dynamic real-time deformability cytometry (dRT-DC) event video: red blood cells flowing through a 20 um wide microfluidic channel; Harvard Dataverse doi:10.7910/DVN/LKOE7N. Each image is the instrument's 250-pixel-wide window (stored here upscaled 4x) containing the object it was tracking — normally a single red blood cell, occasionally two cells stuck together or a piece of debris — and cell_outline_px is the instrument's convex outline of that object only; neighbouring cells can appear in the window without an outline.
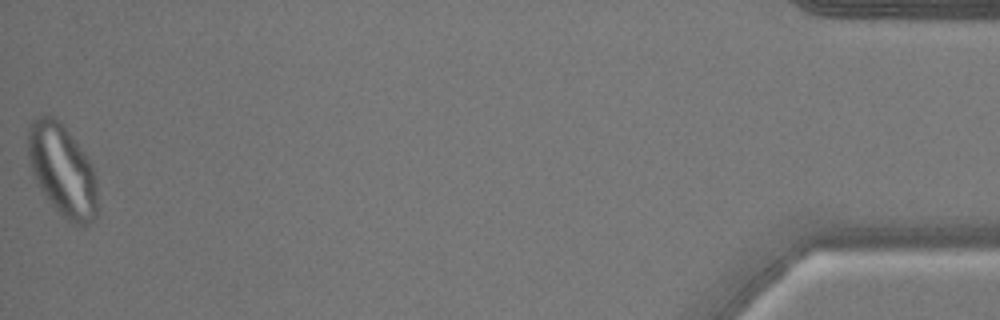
{"species": "common noctule bat (a hibernating species)", "species_latin": "Nyctalus noctula", "temperature_condition": "warm", "stored_images_in_passage": 52, "camera_frame_rate_fps": 3000, "um_per_image_px": 0.085, "animal": {"sex": "male", "body_mass_g": 17.9}, "frame": {"image": 1, "passage_image": 52, "time_ms": 17.0, "image_size_px": [1000, 320], "cell_outline_px": [[96, 216], [84, 228], [72, 224], [48, 200], [36, 184], [32, 172], [28, 156], [28, 128], [32, 120], [40, 116], [52, 116], [64, 128], [92, 164], [96, 176]], "centroid_in_image_um": [5.29, 14.52], "position_along_channel_um": 429.9, "area_um2": 36.65}}